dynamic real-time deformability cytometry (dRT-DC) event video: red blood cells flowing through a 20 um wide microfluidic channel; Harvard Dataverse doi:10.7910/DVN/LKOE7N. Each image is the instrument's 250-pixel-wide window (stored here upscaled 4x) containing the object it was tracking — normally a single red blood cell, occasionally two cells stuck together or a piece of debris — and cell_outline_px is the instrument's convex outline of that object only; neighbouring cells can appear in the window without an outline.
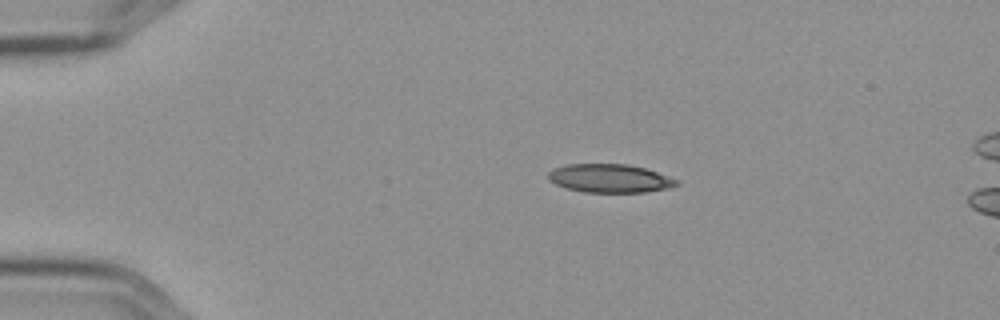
{"species": "Egyptian fruit bat (a non-hibernating species)", "species_latin": "Rousettus aegyptiacus", "temperature_condition": "cold", "stored_images_in_passage": 8, "camera_frame_rate_fps": 3000, "um_per_image_px": 0.085, "frame": {"image": 1, "passage_image": 1, "time_ms": 0.0, "image_size_px": [1000, 320], "cell_outline_px": [[680, 184], [668, 188], [644, 192], [584, 192], [568, 188], [556, 184], [548, 180], [548, 172], [552, 168], [568, 164], [628, 164], [644, 168], [680, 180]], "centroid_in_image_um": [51.83, 15.15], "position_along_channel_um": 33.2, "area_um2": 21.27}}
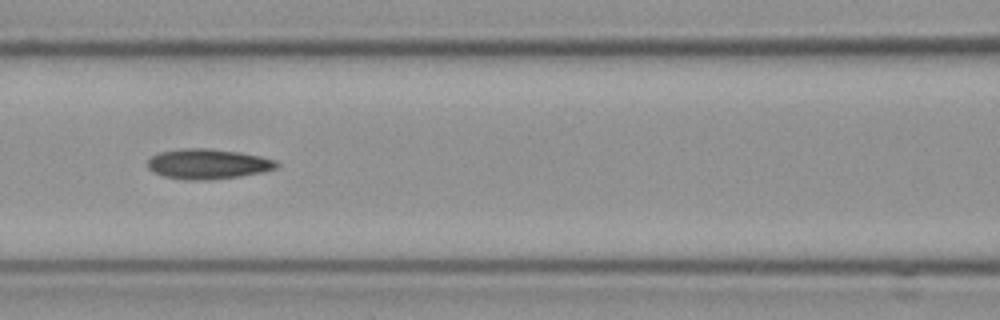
{"frame": {"image": 2, "passage_image": 5, "time_ms": 1.333, "image_size_px": [1000, 320], "cell_outline_px": [[280, 164], [276, 168], [264, 172], [240, 176], [208, 180], [184, 180], [164, 176], [152, 172], [148, 168], [148, 160], [152, 156], [160, 152], [184, 148], [208, 148], [240, 152], [260, 156], [276, 160]], "centroid_in_image_um": [17.68, 13.94], "position_along_channel_um": 148.9, "area_um2": 22.77}}
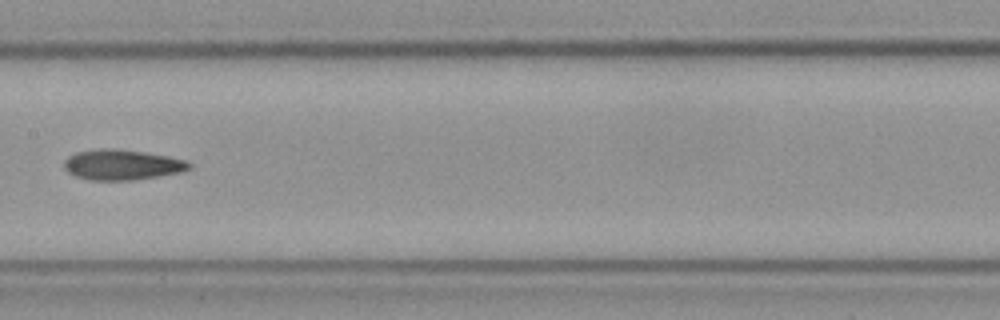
{"frame": {"image": 3, "passage_image": 6, "time_ms": 1.667, "image_size_px": [1000, 320], "cell_outline_px": [[192, 168], [180, 172], [132, 180], [88, 180], [76, 176], [68, 172], [64, 168], [64, 160], [68, 156], [76, 152], [100, 148], [112, 148], [144, 152], [168, 156], [188, 160], [192, 164]], "centroid_in_image_um": [10.37, 13.99], "position_along_channel_um": 197.0, "area_um2": 22.2}}